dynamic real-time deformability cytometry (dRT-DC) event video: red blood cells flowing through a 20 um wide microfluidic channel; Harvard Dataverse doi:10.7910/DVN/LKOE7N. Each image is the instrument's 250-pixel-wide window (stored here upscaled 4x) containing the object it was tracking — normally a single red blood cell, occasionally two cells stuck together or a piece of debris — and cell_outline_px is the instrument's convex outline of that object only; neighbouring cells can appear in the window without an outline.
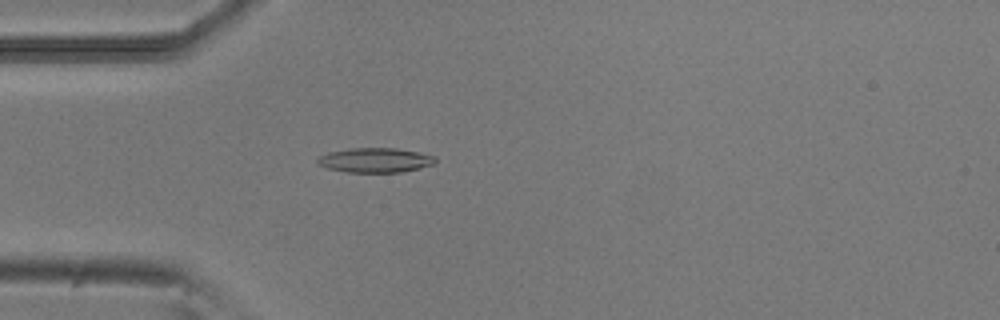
{"species": "common noctule bat (a hibernating species)", "species_latin": "Nyctalus noctula", "temperature_condition": "room temperature", "stored_images_in_passage": 9, "camera_frame_rate_fps": 3000, "um_per_image_px": 0.085, "animal": {"sex": "male", "body_mass_g": 20.5, "forearm_length_mm": 52.5}, "frame": {"image": 1, "passage_image": 1, "time_ms": 0.0, "image_size_px": [1000, 320], "cell_outline_px": [[436, 160], [432, 164], [420, 168], [400, 172], [348, 172], [328, 168], [320, 164], [316, 160], [320, 156], [328, 152], [352, 148], [396, 148], [436, 156]], "centroid_in_image_um": [31.9, 13.61], "position_along_channel_um": 53.1, "area_um2": 16.65}}
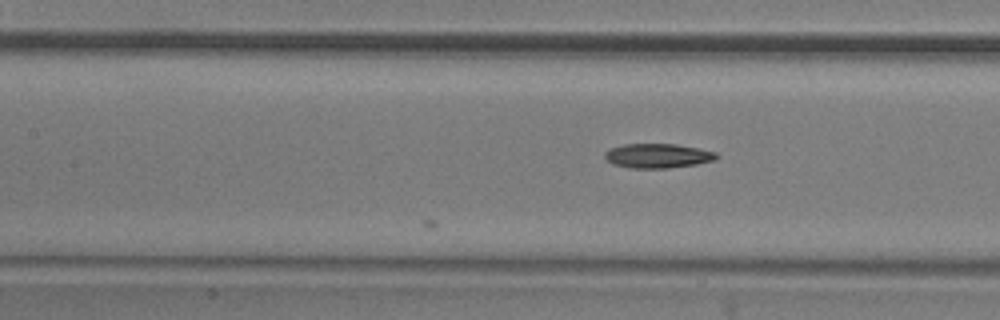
{"frame": {"image": 2, "passage_image": 9, "time_ms": 2.667, "image_size_px": [1000, 320], "cell_outline_px": [[720, 156], [716, 160], [696, 164], [668, 168], [628, 168], [612, 164], [604, 156], [604, 152], [612, 148], [624, 144], [676, 144], [716, 152]], "centroid_in_image_um": [55.92, 13.25], "position_along_channel_um": 151.5, "area_um2": 15.9}}